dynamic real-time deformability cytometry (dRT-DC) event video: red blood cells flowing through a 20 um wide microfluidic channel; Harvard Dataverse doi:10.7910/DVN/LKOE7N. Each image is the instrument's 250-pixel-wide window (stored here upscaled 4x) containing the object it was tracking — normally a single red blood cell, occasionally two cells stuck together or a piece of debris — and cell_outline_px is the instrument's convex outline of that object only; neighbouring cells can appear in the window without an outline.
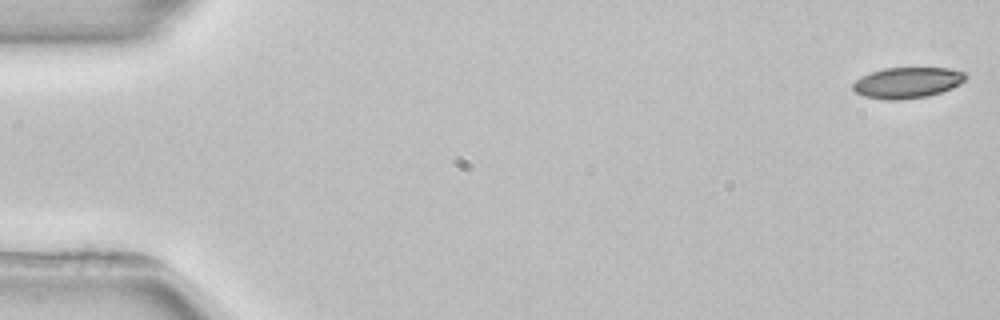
{"species": "common noctule bat (a hibernating species)", "species_latin": "Nyctalus noctula", "temperature_condition": "room temperature", "stored_images_in_passage": 6, "camera_frame_rate_fps": 3000, "um_per_image_px": 0.085, "animal": {"sex": "female", "body_mass_g": 22.7, "forearm_length_mm": 54.2}, "frame": {"image": 1, "passage_image": 1, "time_ms": 0.0, "image_size_px": [1000, 320], "cell_outline_px": [[968, 76], [960, 84], [952, 88], [928, 96], [900, 100], [884, 100], [864, 96], [856, 92], [852, 88], [852, 84], [856, 80], [872, 72], [884, 68], [948, 68], [964, 72]], "centroid_in_image_um": [77.13, 7.03], "position_along_channel_um": 7.9, "area_um2": 20.23}}
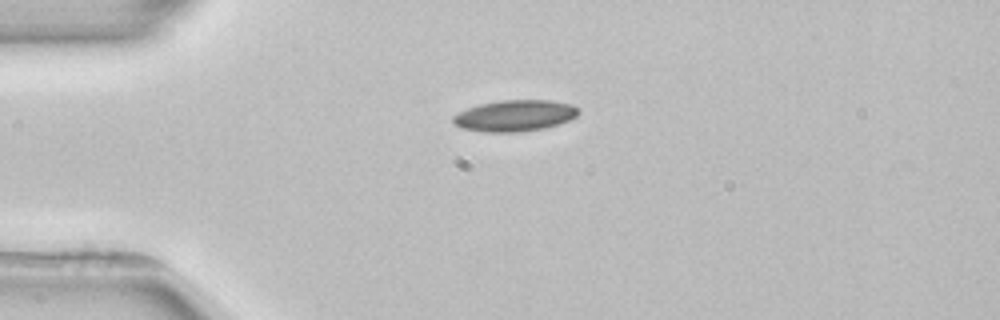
{"frame": {"image": 2, "passage_image": 4, "time_ms": 4.0, "image_size_px": [1000, 320], "cell_outline_px": [[580, 112], [576, 116], [560, 124], [544, 128], [516, 132], [484, 132], [460, 128], [452, 120], [452, 116], [468, 108], [480, 104], [500, 100], [552, 100], [572, 104], [580, 108]], "centroid_in_image_um": [43.79, 9.83], "position_along_channel_um": 41.2, "area_um2": 22.95}}